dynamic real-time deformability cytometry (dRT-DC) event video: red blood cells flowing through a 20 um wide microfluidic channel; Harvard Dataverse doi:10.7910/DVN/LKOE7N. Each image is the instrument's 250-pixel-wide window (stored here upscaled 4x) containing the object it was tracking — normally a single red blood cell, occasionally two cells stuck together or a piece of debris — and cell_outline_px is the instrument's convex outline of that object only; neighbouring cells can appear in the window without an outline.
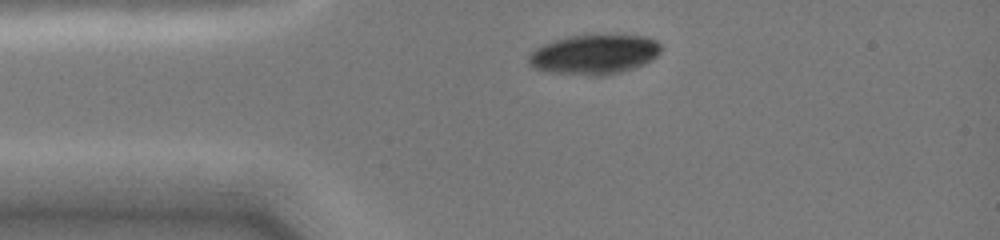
{"species": "common noctule bat (a hibernating species)", "species_latin": "Nyctalus noctula", "temperature_condition": "cold", "stored_images_in_passage": 15, "camera_frame_rate_fps": 3000, "um_per_image_px": 0.085, "animal": {"sex": "female", "body_mass_g": 19.0, "forearm_length_mm": 51.5}, "frame": {"image": 1, "passage_image": 1, "time_ms": 0.0, "image_size_px": [1000, 240], "cell_outline_px": [[660, 52], [652, 60], [636, 68], [604, 76], [588, 76], [548, 72], [532, 68], [528, 64], [528, 56], [536, 48], [544, 44], [568, 36], [644, 36], [656, 40], [660, 44]], "centroid_in_image_um": [50.49, 4.66], "position_along_channel_um": 34.5, "area_um2": 30.58}}